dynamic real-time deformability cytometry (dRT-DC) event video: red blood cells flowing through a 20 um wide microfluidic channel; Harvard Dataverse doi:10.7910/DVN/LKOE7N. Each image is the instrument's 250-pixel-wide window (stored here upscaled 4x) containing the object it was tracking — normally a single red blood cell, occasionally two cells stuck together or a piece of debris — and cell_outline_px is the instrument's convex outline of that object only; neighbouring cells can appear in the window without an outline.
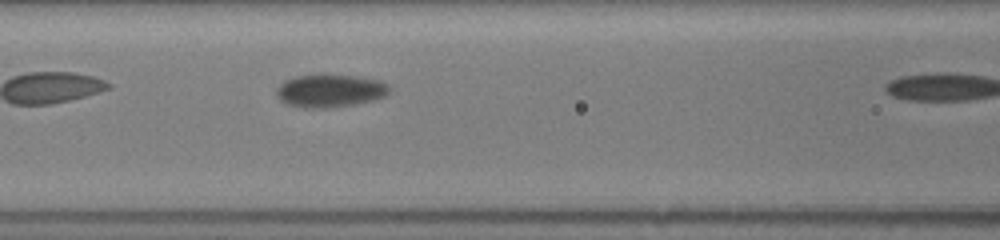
{"species": "common noctule bat (a hibernating species)", "species_latin": "Nyctalus noctula", "temperature_condition": "room temperature", "stored_images_in_passage": 9, "camera_frame_rate_fps": 3000, "um_per_image_px": 0.085, "animal": {"sex": "female", "body_mass_g": 19.5, "forearm_length_mm": 54.1}, "frame": {"image": 1, "passage_image": 8, "time_ms": 2.667, "image_size_px": [1000, 240], "cell_outline_px": [[388, 92], [384, 96], [372, 100], [356, 104], [332, 108], [304, 108], [284, 104], [280, 100], [276, 92], [276, 88], [284, 80], [296, 76], [352, 76], [380, 80], [388, 84]], "centroid_in_image_um": [28.01, 7.75], "position_along_channel_um": 138.6, "area_um2": 21.39}}